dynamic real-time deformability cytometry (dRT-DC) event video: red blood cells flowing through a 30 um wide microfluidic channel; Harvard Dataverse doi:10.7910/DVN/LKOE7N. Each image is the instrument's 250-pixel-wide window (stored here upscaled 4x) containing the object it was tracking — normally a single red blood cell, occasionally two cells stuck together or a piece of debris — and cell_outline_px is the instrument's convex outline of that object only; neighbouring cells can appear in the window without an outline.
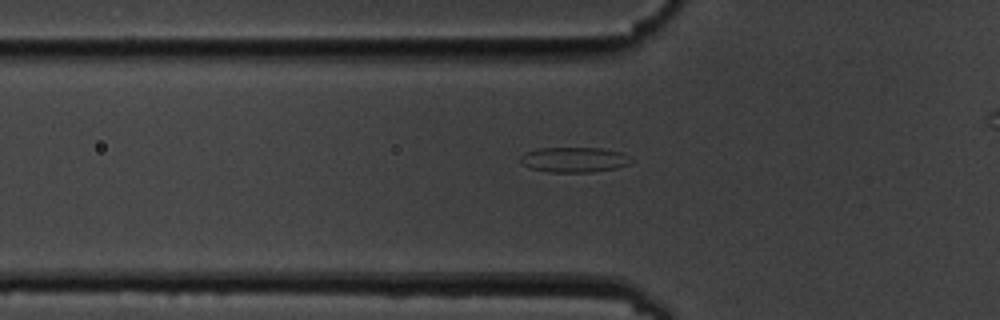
{"species": "common noctule bat (a hibernating species)", "species_latin": "Nyctalus noctula", "temperature_condition": "cold", "stored_images_in_passage": 7, "camera_frame_rate_fps": 3000, "um_per_image_px": 0.085, "animal": {"sex": "male", "body_mass_g": 19.5, "forearm_length_mm": 54.6}, "frame": {"image": 1, "passage_image": 7, "time_ms": 7.667, "image_size_px": [1000, 320], "cell_outline_px": [[636, 160], [632, 164], [616, 168], [592, 172], [548, 172], [532, 168], [520, 164], [520, 156], [524, 152], [536, 148], [600, 148], [620, 152]], "centroid_in_image_um": [48.81, 13.57], "position_along_channel_um": 77.0, "area_um2": 16.47}}